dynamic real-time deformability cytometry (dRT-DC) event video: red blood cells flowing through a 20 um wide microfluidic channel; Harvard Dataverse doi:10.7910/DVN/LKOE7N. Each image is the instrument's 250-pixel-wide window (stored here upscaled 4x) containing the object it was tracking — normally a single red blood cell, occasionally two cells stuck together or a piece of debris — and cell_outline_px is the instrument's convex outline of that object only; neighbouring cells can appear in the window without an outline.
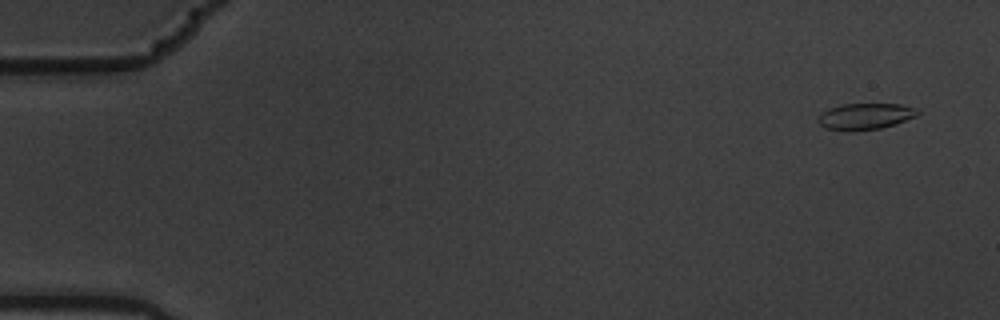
{"species": "common noctule bat (a hibernating species)", "species_latin": "Nyctalus noctula", "temperature_condition": "warm", "stored_images_in_passage": 6, "camera_frame_rate_fps": 3000, "um_per_image_px": 0.085, "animal": {"sex": "male", "body_mass_g": 19.5, "forearm_length_mm": 54.6}, "frame": {"image": 1, "passage_image": 1, "time_ms": 0.0, "image_size_px": [1000, 320], "cell_outline_px": [[920, 112], [916, 116], [896, 124], [880, 128], [852, 132], [848, 132], [824, 128], [816, 120], [820, 112], [828, 108], [840, 104], [900, 104], [916, 108]], "centroid_in_image_um": [73.49, 9.9], "position_along_channel_um": 11.5, "area_um2": 15.61}}
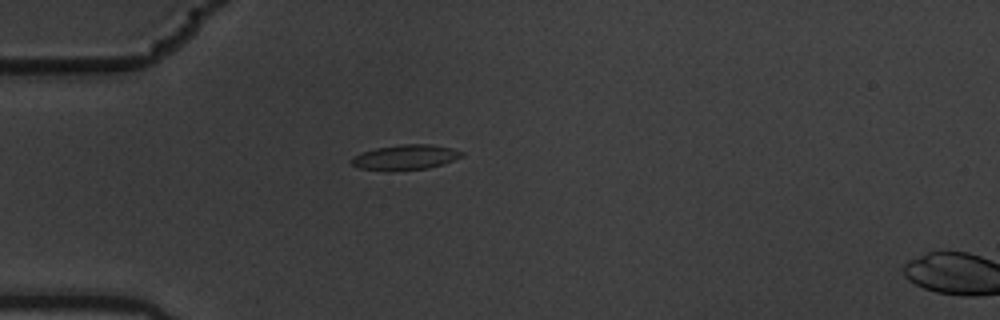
{"frame": {"image": 2, "passage_image": 5, "time_ms": 1.333, "image_size_px": [1000, 320], "cell_outline_px": [[464, 156], [428, 168], [356, 168], [352, 164], [352, 160], [360, 152], [376, 148], [400, 144], [432, 144], [452, 148], [464, 152]], "centroid_in_image_um": [34.52, 13.31], "position_along_channel_um": 50.5, "area_um2": 15.26}}